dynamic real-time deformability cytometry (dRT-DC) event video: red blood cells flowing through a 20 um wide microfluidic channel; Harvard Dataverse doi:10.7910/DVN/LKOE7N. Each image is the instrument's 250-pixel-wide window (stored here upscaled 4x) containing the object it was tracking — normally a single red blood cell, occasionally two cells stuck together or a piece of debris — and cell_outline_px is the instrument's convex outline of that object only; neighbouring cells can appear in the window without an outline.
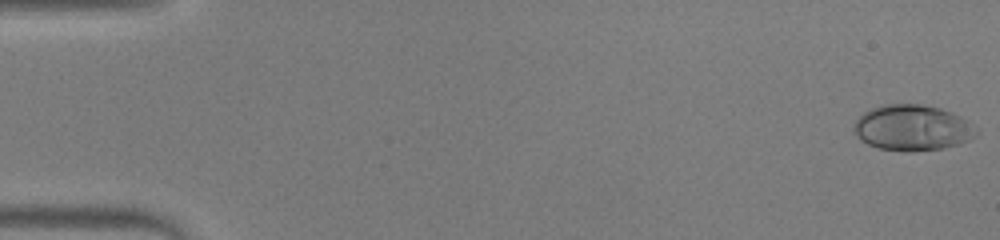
{"species": "human", "species_latin": "Homo sapiens", "temperature_condition": "warm", "stored_images_in_passage": 52, "camera_frame_rate_fps": 3000, "um_per_image_px": 0.085, "donor": {"sex": "male"}, "frame": {"image": 1, "passage_image": 1, "time_ms": 0.0, "image_size_px": [1000, 240], "cell_outline_px": [[980, 128], [976, 136], [960, 144], [944, 148], [912, 152], [908, 152], [880, 148], [868, 144], [860, 140], [852, 132], [852, 128], [856, 120], [864, 112], [872, 108], [884, 104], [920, 104], [940, 108], [952, 112], [960, 116]], "centroid_in_image_um": [77.57, 10.87], "position_along_channel_um": 7.4, "area_um2": 33.06}}
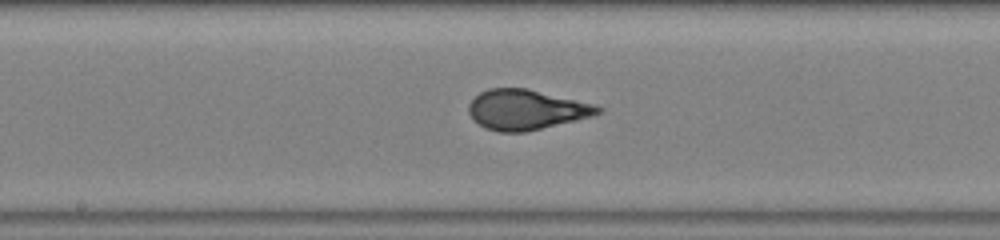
{"frame": {"image": 2, "passage_image": 28, "time_ms": 9.0, "image_size_px": [1000, 240], "cell_outline_px": [[604, 112], [592, 116], [576, 120], [524, 132], [496, 132], [484, 128], [472, 120], [468, 112], [468, 104], [480, 92], [488, 88], [528, 88], [592, 104], [604, 108]], "centroid_in_image_um": [44.69, 9.33], "position_along_channel_um": 203.5, "area_um2": 30.23}}
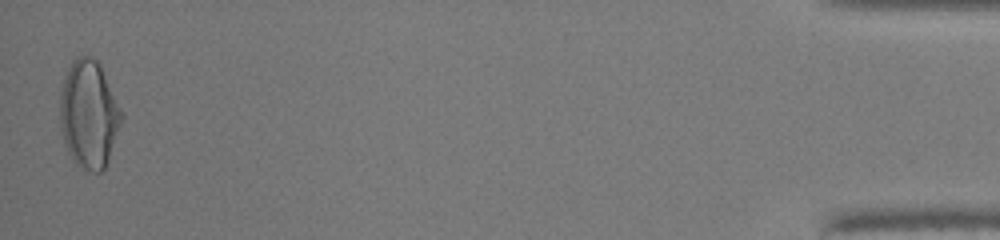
{"frame": {"image": 3, "passage_image": 52, "time_ms": 17.0, "image_size_px": [1000, 240], "cell_outline_px": [[124, 120], [108, 160], [104, 168], [100, 172], [92, 172], [76, 164], [68, 152], [64, 144], [60, 128], [60, 96], [64, 80], [68, 68], [72, 60], [76, 56], [92, 56], [100, 64], [124, 112]], "centroid_in_image_um": [7.58, 9.7], "position_along_channel_um": 427.6, "area_um2": 39.13}, "authors_computed_cell_mechanics": {"area_um2": 30.4028, "velocity_mm_per_s": 3.9539, "shape_relaxation_time_tau1_ms": 8.1139, "shape_relaxation_time_tau2_ms": null, "deformation_change_tau1": 0.2978, "deformation_change_tau2": null}}